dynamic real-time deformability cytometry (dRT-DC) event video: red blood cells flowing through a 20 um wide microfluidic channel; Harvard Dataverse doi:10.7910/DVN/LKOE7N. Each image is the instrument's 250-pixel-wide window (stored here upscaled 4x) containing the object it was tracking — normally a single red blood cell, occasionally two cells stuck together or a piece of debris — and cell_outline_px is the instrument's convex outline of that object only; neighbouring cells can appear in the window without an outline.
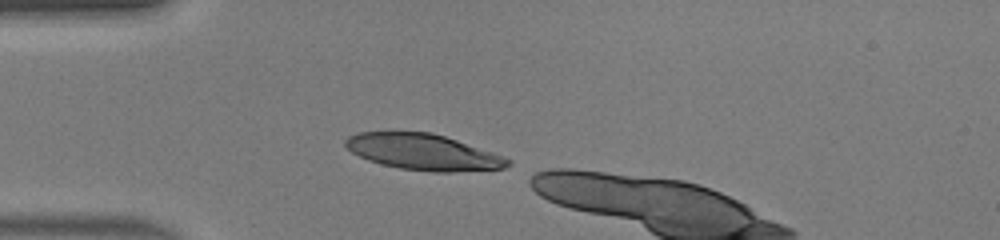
{"species": "human", "species_latin": "Homo sapiens", "temperature_condition": "warm", "stored_images_in_passage": 15, "camera_frame_rate_fps": 3000, "um_per_image_px": 0.085, "donor": {"sex": "male"}, "frame": {"image": 1, "passage_image": 1, "time_ms": 0.0, "image_size_px": [1000, 240], "cell_outline_px": [[512, 164], [504, 168], [452, 172], [432, 172], [400, 168], [368, 160], [352, 152], [344, 144], [344, 140], [348, 136], [360, 132], [432, 132], [492, 152], [512, 160]], "centroid_in_image_um": [35.97, 12.92], "position_along_channel_um": 49.0, "area_um2": 33.76}}
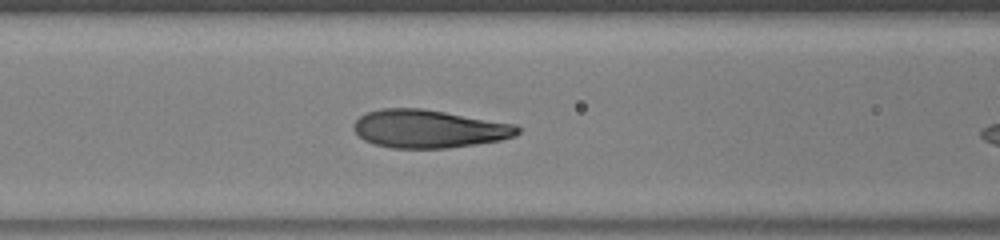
{"frame": {"image": 2, "passage_image": 8, "time_ms": 2.333, "image_size_px": [1000, 240], "cell_outline_px": [[520, 132], [516, 136], [500, 140], [476, 144], [448, 148], [392, 148], [372, 144], [364, 140], [352, 128], [352, 124], [360, 116], [368, 112], [380, 108], [424, 108], [516, 124], [520, 128]], "centroid_in_image_um": [36.45, 10.95], "position_along_channel_um": 130.1, "area_um2": 36.65}}
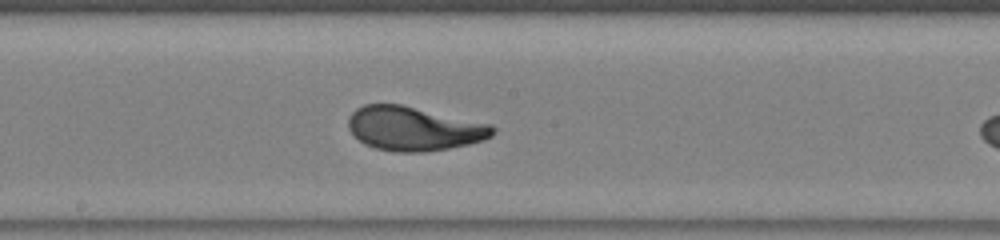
{"frame": {"image": 3, "passage_image": 14, "time_ms": 4.333, "image_size_px": [1000, 240], "cell_outline_px": [[496, 132], [492, 136], [484, 140], [468, 144], [448, 148], [424, 152], [396, 152], [376, 148], [364, 144], [348, 128], [348, 116], [356, 108], [364, 104], [400, 104], [492, 124], [496, 128]], "centroid_in_image_um": [35.19, 10.93], "position_along_channel_um": 213.0, "area_um2": 37.11}}